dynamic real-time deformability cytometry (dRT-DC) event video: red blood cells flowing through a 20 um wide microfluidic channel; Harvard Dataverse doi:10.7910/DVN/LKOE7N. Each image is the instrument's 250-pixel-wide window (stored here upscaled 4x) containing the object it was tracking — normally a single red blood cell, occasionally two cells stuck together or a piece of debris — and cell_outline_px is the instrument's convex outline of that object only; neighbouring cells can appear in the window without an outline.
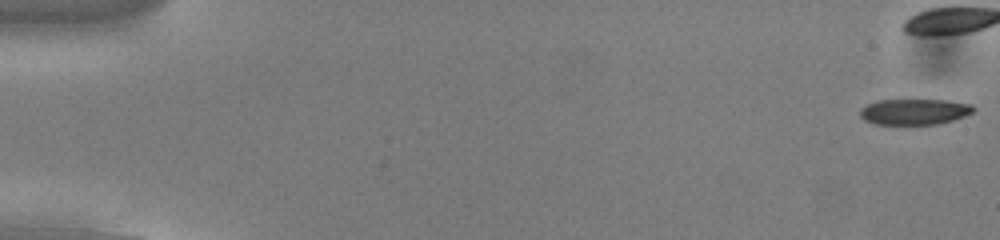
{"species": "common noctule bat (a hibernating species)", "species_latin": "Nyctalus noctula", "temperature_condition": "cold", "stored_images_in_passage": 42, "camera_frame_rate_fps": 3000, "um_per_image_px": 0.085, "animal": {"sex": "male", "body_mass_g": 13.0, "forearm_length_mm": 53.1}, "frame": {"image": 1, "passage_image": 1, "time_ms": 0.0, "image_size_px": [1000, 240], "cell_outline_px": [[976, 108], [972, 112], [964, 116], [952, 120], [936, 124], [876, 124], [864, 120], [860, 116], [860, 108], [868, 104], [880, 100], [948, 100], [972, 104]], "centroid_in_image_um": [77.73, 9.49], "position_along_channel_um": 7.3, "area_um2": 16.99}}